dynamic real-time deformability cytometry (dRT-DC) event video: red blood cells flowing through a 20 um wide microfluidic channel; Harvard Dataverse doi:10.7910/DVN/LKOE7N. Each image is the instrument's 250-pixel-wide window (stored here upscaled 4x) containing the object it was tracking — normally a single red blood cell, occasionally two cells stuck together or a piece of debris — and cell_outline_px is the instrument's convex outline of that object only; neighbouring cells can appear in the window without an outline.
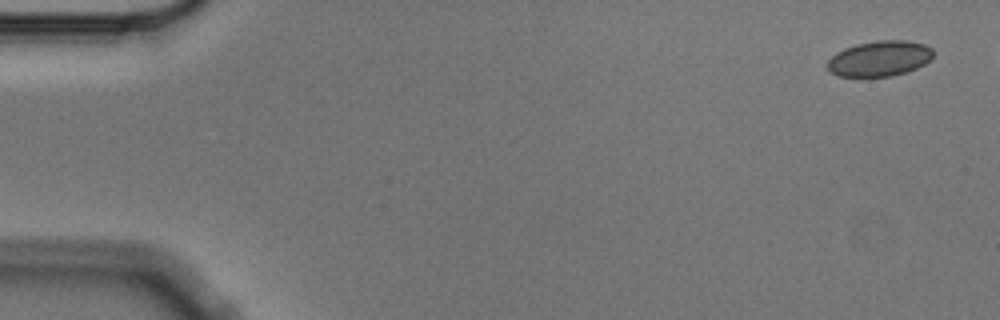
{"species": "Egyptian fruit bat (a non-hibernating species)", "species_latin": "Rousettus aegyptiacus", "temperature_condition": "cold", "stored_images_in_passage": 5, "camera_frame_rate_fps": 3000, "um_per_image_px": 0.085, "animal": {"sex": "male"}, "frame": {"image": 1, "passage_image": 1, "time_ms": 0.0, "image_size_px": [1000, 320], "cell_outline_px": [[932, 60], [916, 68], [892, 76], [840, 76], [828, 72], [828, 60], [836, 52], [844, 48], [856, 44], [876, 40], [908, 40], [924, 44], [932, 48]], "centroid_in_image_um": [74.76, 4.96], "position_along_channel_um": 10.2, "area_um2": 21.91}}